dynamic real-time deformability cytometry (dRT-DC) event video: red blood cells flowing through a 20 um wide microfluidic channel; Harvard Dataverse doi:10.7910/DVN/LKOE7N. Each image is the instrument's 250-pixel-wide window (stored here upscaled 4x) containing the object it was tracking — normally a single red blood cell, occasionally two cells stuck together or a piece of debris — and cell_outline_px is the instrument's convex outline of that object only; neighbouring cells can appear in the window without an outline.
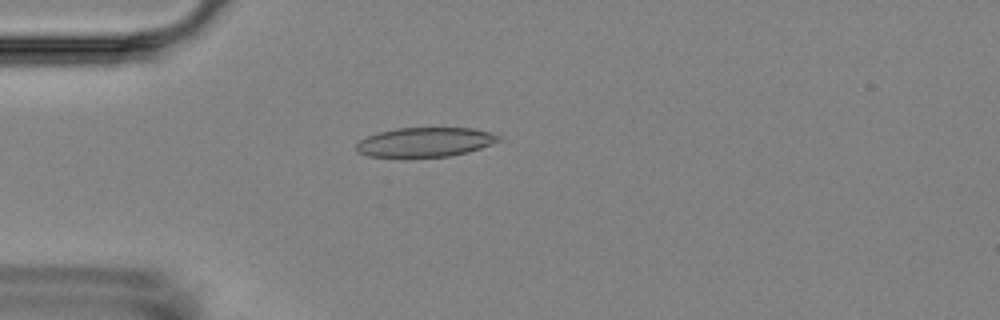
{"species": "Egyptian fruit bat (a non-hibernating species)", "species_latin": "Rousettus aegyptiacus", "temperature_condition": "room temperature", "stored_images_in_passage": 2, "camera_frame_rate_fps": 3000, "um_per_image_px": 0.085, "animal": {"sex": "female"}, "frame": {"image": 1, "passage_image": 2, "time_ms": 2.0, "image_size_px": [1000, 320], "cell_outline_px": [[500, 140], [492, 144], [468, 152], [448, 156], [404, 160], [368, 156], [356, 152], [356, 144], [360, 140], [368, 136], [380, 132], [396, 128], [472, 128], [492, 132], [500, 136]], "centroid_in_image_um": [36.08, 12.13], "position_along_channel_um": 48.9, "area_um2": 25.26}}